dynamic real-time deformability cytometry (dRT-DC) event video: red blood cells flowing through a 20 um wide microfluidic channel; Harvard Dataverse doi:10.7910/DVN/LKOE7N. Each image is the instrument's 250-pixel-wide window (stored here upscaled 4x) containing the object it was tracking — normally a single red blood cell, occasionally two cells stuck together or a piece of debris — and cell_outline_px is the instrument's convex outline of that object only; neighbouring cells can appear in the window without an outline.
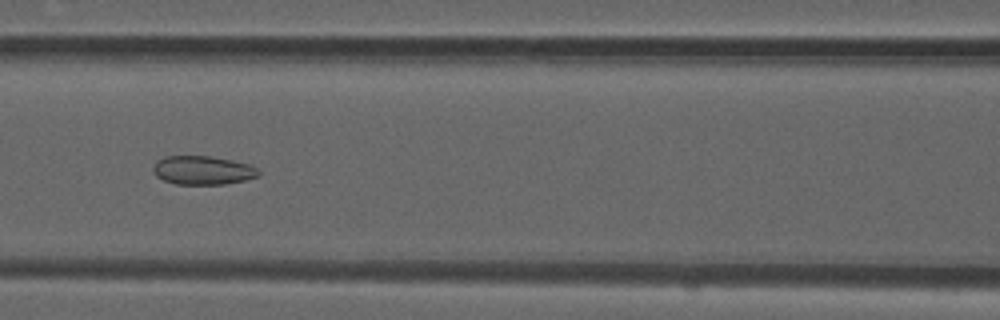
{"species": "common noctule bat (a hibernating species)", "species_latin": "Nyctalus noctula", "temperature_condition": "room temperature", "stored_images_in_passage": 51, "camera_frame_rate_fps": 3000, "um_per_image_px": 0.085, "animal": {"sex": "male", "forearm_length_mm": 52.5}, "frame": {"image": 1, "passage_image": 22, "time_ms": 7.0, "image_size_px": [1000, 320], "cell_outline_px": [[260, 172], [256, 176], [244, 180], [224, 184], [176, 184], [164, 180], [156, 176], [152, 172], [152, 168], [156, 160], [164, 156], [208, 156], [232, 160], [252, 164]], "centroid_in_image_um": [17.2, 14.46], "position_along_channel_um": 149.4, "area_um2": 17.69}}
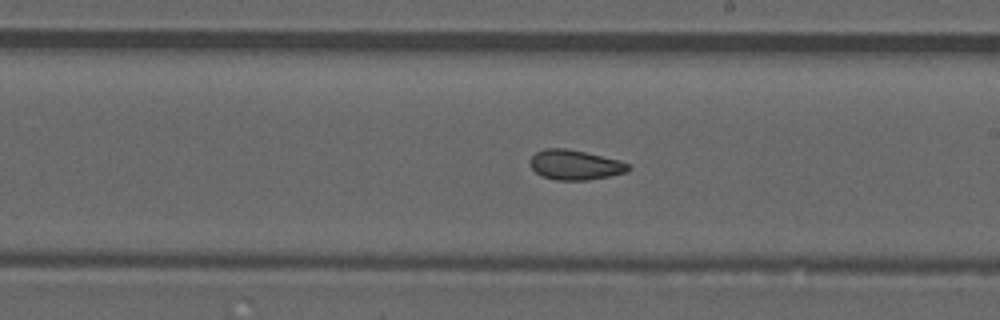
{"frame": {"image": 2, "passage_image": 29, "time_ms": 9.333, "image_size_px": [1000, 320], "cell_outline_px": [[632, 168], [628, 172], [588, 180], [556, 180], [544, 176], [536, 172], [532, 168], [532, 156], [536, 152], [544, 148], [564, 148], [584, 152], [620, 160], [628, 164]], "centroid_in_image_um": [48.92, 14.01], "position_along_channel_um": 240.1, "area_um2": 16.88}}
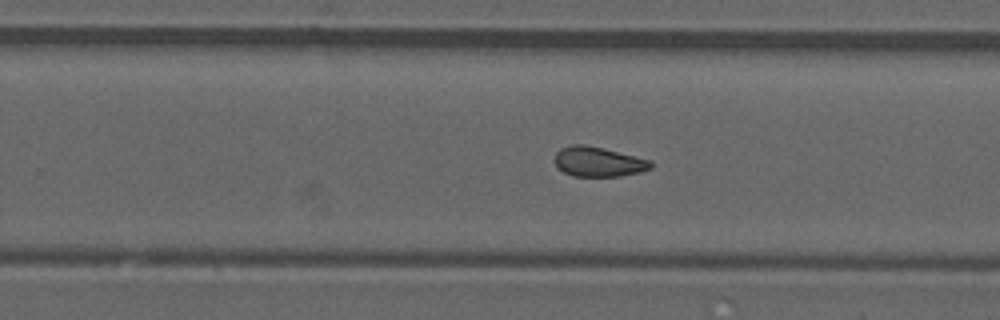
{"frame": {"image": 3, "passage_image": 32, "time_ms": 10.333, "image_size_px": [1000, 320], "cell_outline_px": [[652, 168], [640, 172], [620, 176], [572, 176], [556, 168], [552, 160], [556, 152], [560, 148], [572, 144], [584, 144], [604, 148], [652, 160]], "centroid_in_image_um": [50.81, 13.74], "position_along_channel_um": 279.0, "area_um2": 17.05}, "authors_computed_cell_mechanics": {"area_um2": 17.4556, "velocity_mm_per_s": 3.9027, "shape_relaxation_time_tau1_ms": null, "shape_relaxation_time_tau2_ms": 2.5223, "deformation_change_tau1": null, "deformation_change_tau2": 0.078}}